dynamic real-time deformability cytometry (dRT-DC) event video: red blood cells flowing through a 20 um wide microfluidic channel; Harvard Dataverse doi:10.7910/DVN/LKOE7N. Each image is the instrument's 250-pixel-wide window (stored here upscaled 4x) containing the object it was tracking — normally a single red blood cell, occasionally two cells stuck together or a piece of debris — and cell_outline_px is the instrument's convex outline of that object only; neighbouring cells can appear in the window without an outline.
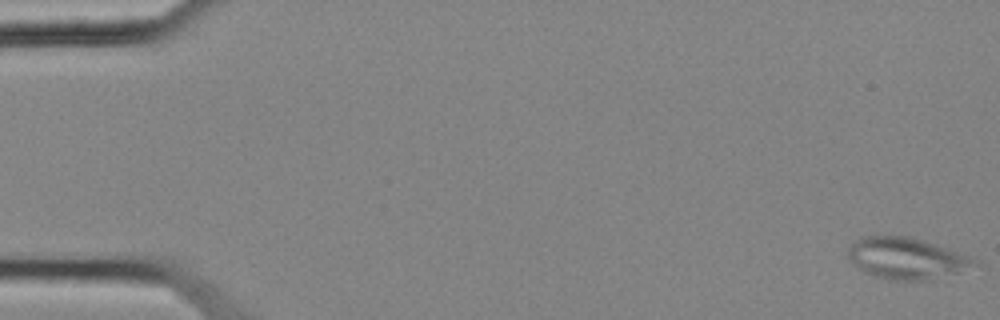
{"species": "common noctule bat (a hibernating species)", "species_latin": "Nyctalus noctula", "temperature_condition": "cold", "stored_images_in_passage": 56, "camera_frame_rate_fps": 3000, "um_per_image_px": 0.085, "animal": {"sex": "female", "body_mass_g": 25.1}, "frame": {"image": 1, "passage_image": 1, "time_ms": 0.0, "image_size_px": [1000, 320], "cell_outline_px": [[980, 264], [960, 272], [924, 280], [888, 280], [872, 276], [848, 260], [848, 248], [860, 236], [908, 236], [980, 260]], "centroid_in_image_um": [77.02, 21.97], "position_along_channel_um": 8.0, "area_um2": 30.11}}
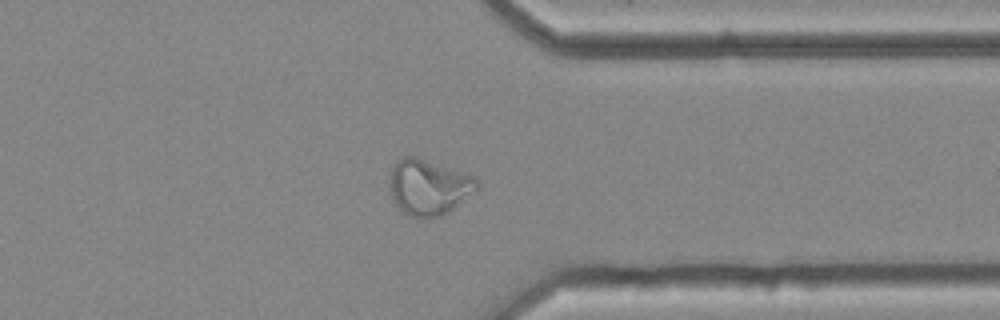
{"frame": {"image": 2, "passage_image": 44, "time_ms": 14.333, "image_size_px": [1000, 320], "cell_outline_px": [[480, 188], [448, 212], [440, 216], [412, 216], [404, 212], [396, 204], [392, 196], [392, 168], [396, 160], [400, 156], [412, 156], [476, 176], [480, 180]], "centroid_in_image_um": [36.51, 15.88], "position_along_channel_um": 374.9, "area_um2": 27.74}}
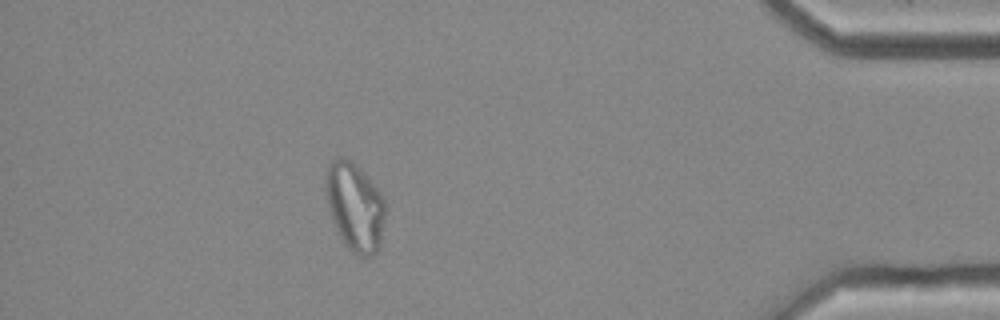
{"frame": {"image": 3, "passage_image": 50, "time_ms": 16.333, "image_size_px": [1000, 320], "cell_outline_px": [[384, 220], [380, 244], [376, 252], [368, 256], [360, 256], [352, 252], [344, 244], [332, 220], [324, 188], [324, 172], [328, 164], [332, 160], [340, 156], [348, 160], [360, 168], [380, 192], [384, 200]], "centroid_in_image_um": [30.13, 17.55], "position_along_channel_um": 405.1, "area_um2": 30.58}, "authors_computed_cell_mechanics": {"area_um2": 28.2353, "velocity_mm_per_s": 3.6341, "shape_relaxation_time_tau1_ms": null, "shape_relaxation_time_tau2_ms": 2.259, "deformation_change_tau1": null, "deformation_change_tau2": 0.0729}}